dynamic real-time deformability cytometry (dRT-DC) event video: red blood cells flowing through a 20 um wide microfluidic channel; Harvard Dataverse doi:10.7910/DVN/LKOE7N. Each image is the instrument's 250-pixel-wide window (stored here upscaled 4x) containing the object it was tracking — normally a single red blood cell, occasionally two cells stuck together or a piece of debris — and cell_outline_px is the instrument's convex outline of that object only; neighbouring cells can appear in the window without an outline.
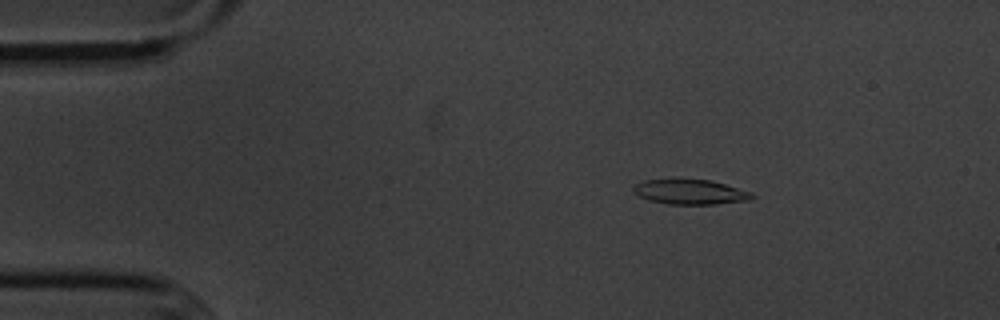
{"species": "common noctule bat (a hibernating species)", "species_latin": "Nyctalus noctula", "temperature_condition": "cold", "stored_images_in_passage": 54, "camera_frame_rate_fps": 3000, "um_per_image_px": 0.085, "animal": {"sex": "male", "body_mass_g": 20.1, "forearm_length_mm": 53.5}, "frame": {"image": 1, "passage_image": 8, "time_ms": 2.333, "image_size_px": [1000, 320], "cell_outline_px": [[756, 196], [752, 200], [716, 204], [668, 204], [648, 200], [632, 192], [632, 188], [636, 184], [644, 180], [712, 180], [752, 192]], "centroid_in_image_um": [58.71, 16.33], "position_along_channel_um": 26.3, "area_um2": 17.17}}
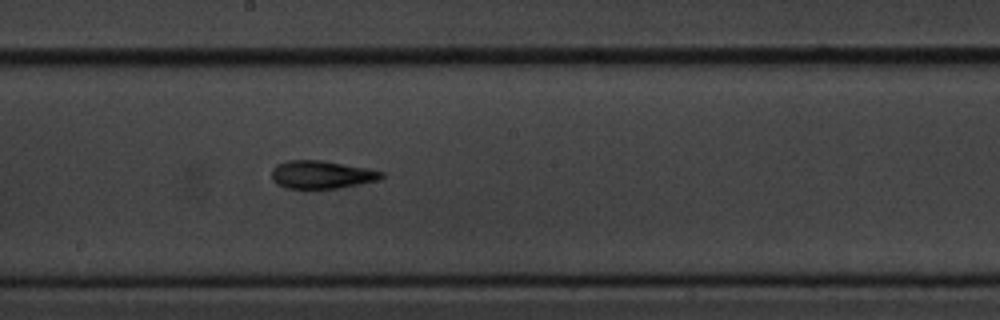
{"frame": {"image": 2, "passage_image": 29, "time_ms": 9.333, "image_size_px": [1000, 320], "cell_outline_px": [[384, 176], [380, 180], [336, 188], [288, 188], [276, 184], [272, 180], [272, 168], [276, 164], [288, 160], [320, 160], [364, 168], [384, 172]], "centroid_in_image_um": [27.29, 14.84], "position_along_channel_um": 220.9, "area_um2": 17.69}}
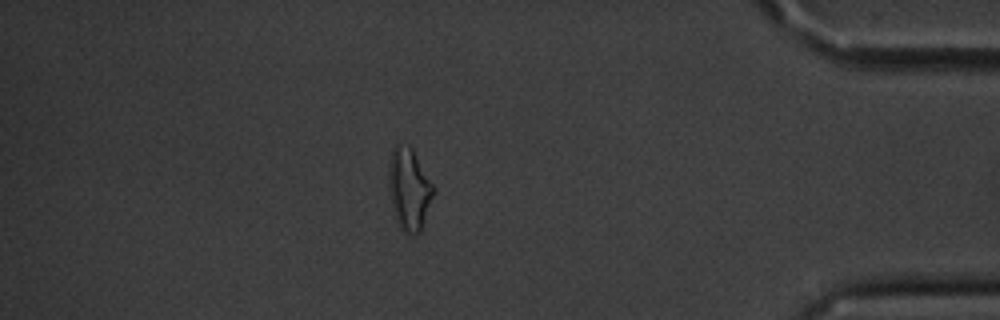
{"frame": {"image": 3, "passage_image": 47, "time_ms": 15.333, "image_size_px": [1000, 320], "cell_outline_px": [[436, 192], [420, 232], [416, 236], [412, 236], [404, 232], [400, 228], [396, 220], [388, 188], [388, 164], [392, 148], [396, 144], [408, 144], [412, 148], [436, 188]], "centroid_in_image_um": [34.79, 16.07], "position_along_channel_um": 400.4, "area_um2": 21.96}, "authors_computed_cell_mechanics": {"area_um2": 17.6868, "velocity_mm_per_s": 3.6225, "shape_relaxation_time_tau1_ms": 5.9131, "shape_relaxation_time_tau2_ms": 4.3423, "deformation_change_tau1": 0.1652, "deformation_change_tau2": 0.1537}}